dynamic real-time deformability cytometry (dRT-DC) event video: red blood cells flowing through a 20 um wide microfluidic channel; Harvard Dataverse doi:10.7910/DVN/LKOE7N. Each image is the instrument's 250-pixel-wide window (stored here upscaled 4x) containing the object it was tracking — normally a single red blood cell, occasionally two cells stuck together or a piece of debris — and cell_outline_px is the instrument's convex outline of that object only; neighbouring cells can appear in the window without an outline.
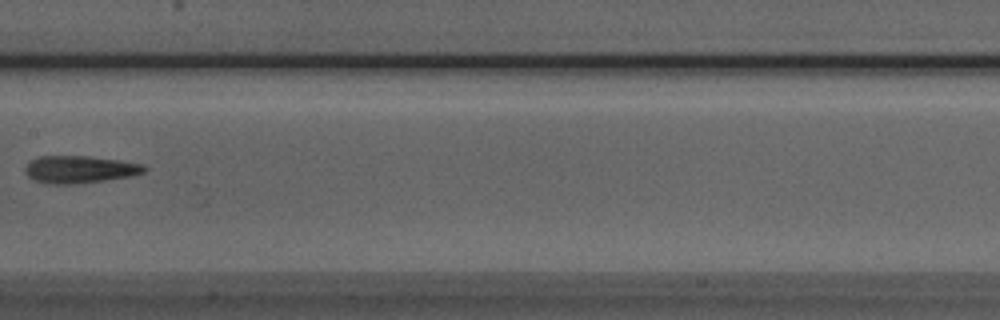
{"species": "Egyptian fruit bat (a non-hibernating species)", "species_latin": "Rousettus aegyptiacus", "temperature_condition": "room temperature", "stored_images_in_passage": 4, "camera_frame_rate_fps": 3000, "um_per_image_px": 0.085, "animal": {"sex": "male"}, "frame": {"image": 1, "passage_image": 4, "time_ms": 3.333, "image_size_px": [1000, 320], "cell_outline_px": [[148, 168], [144, 172], [132, 176], [76, 184], [44, 184], [28, 176], [24, 168], [32, 160], [40, 156], [88, 156], [120, 160], [144, 164]], "centroid_in_image_um": [6.8, 14.4], "position_along_channel_um": 200.6, "area_um2": 19.02}}